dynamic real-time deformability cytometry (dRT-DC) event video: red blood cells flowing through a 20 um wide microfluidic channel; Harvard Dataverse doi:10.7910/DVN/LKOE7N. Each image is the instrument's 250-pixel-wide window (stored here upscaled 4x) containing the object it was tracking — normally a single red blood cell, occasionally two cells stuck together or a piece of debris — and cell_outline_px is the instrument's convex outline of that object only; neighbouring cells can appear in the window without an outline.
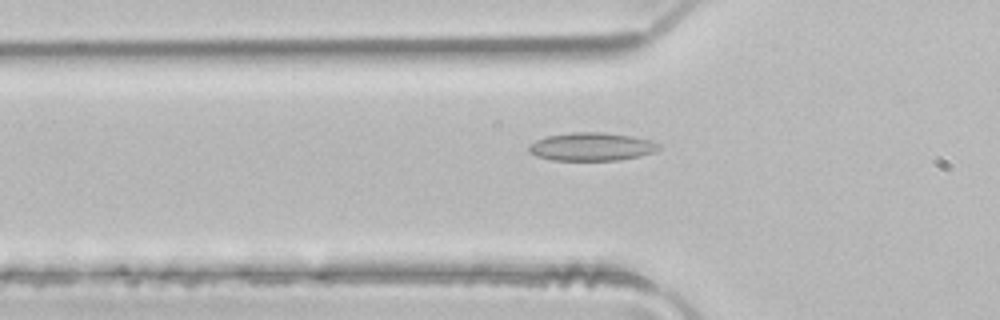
{"species": "common noctule bat (a hibernating species)", "species_latin": "Nyctalus noctula", "temperature_condition": "room temperature", "stored_images_in_passage": 44, "camera_frame_rate_fps": 3000, "um_per_image_px": 0.085, "animal": {"sex": "male", "body_mass_g": 21.5, "forearm_length_mm": 52.0}, "frame": {"image": 1, "passage_image": 11, "time_ms": 3.333, "image_size_px": [1000, 320], "cell_outline_px": [[660, 148], [652, 152], [640, 156], [616, 160], [552, 160], [536, 156], [528, 152], [528, 144], [536, 140], [548, 136], [572, 132], [604, 132], [632, 136], [648, 140], [660, 144]], "centroid_in_image_um": [50.24, 12.46], "position_along_channel_um": 75.6, "area_um2": 21.27}}
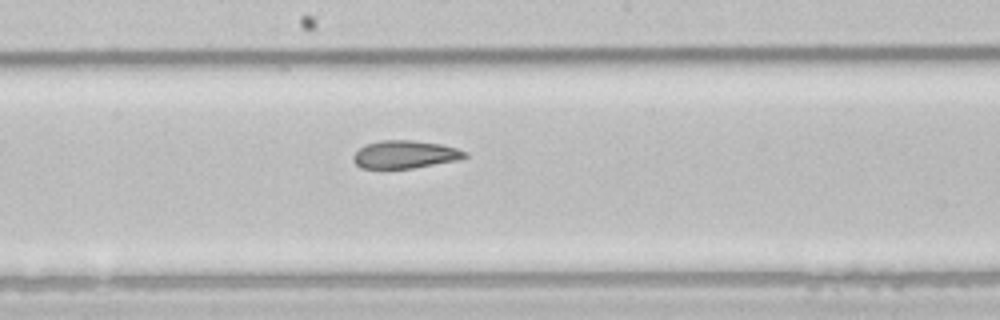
{"frame": {"image": 2, "passage_image": 21, "time_ms": 6.667, "image_size_px": [1000, 320], "cell_outline_px": [[468, 156], [460, 160], [412, 168], [360, 168], [352, 160], [352, 156], [364, 144], [380, 140], [412, 140], [444, 144], [468, 152]], "centroid_in_image_um": [34.44, 13.12], "position_along_channel_um": 213.8, "area_um2": 18.32}}
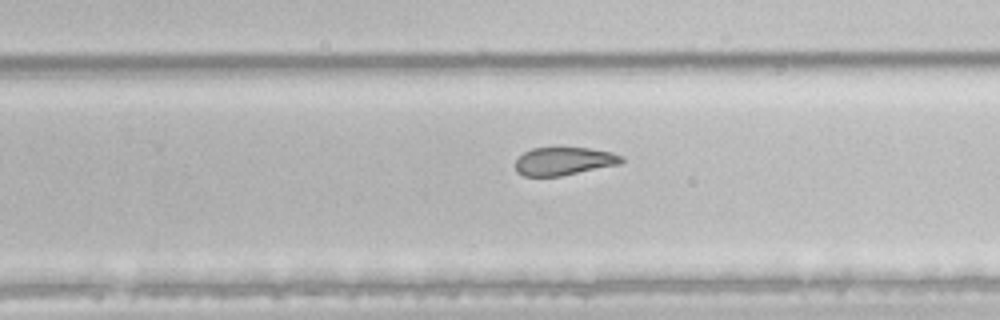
{"frame": {"image": 3, "passage_image": 26, "time_ms": 8.333, "image_size_px": [1000, 320], "cell_outline_px": [[624, 160], [620, 164], [560, 176], [524, 176], [516, 172], [516, 160], [524, 152], [532, 148], [588, 148], [612, 152], [624, 156]], "centroid_in_image_um": [47.95, 13.7], "position_along_channel_um": 281.9, "area_um2": 17.28}, "authors_computed_cell_mechanics": {"area_um2": 20.6635, "velocity_mm_per_s": 4.1184, "shape_relaxation_time_tau1_ms": null, "shape_relaxation_time_tau2_ms": 3.018, "deformation_change_tau1": null, "deformation_change_tau2": 0.1006}}